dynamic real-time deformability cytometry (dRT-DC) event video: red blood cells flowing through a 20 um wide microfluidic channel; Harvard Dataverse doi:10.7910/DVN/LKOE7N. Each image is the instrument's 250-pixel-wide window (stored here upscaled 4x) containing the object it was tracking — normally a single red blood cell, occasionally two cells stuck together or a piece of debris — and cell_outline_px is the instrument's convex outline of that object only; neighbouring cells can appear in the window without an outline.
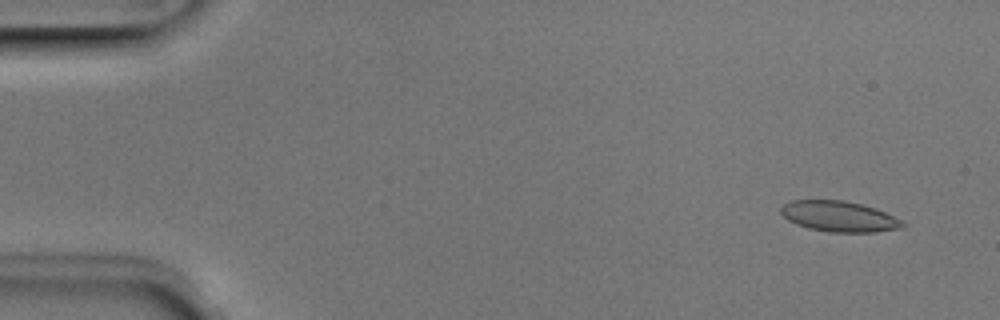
{"species": "Egyptian fruit bat (a non-hibernating species)", "species_latin": "Rousettus aegyptiacus", "temperature_condition": "room temperature", "stored_images_in_passage": 4, "camera_frame_rate_fps": 3000, "um_per_image_px": 0.085, "animal": {"sex": "male"}, "frame": {"image": 1, "passage_image": 1, "time_ms": 0.0, "image_size_px": [1000, 320], "cell_outline_px": [[904, 228], [876, 232], [828, 232], [808, 228], [796, 224], [788, 220], [780, 212], [780, 208], [784, 204], [792, 200], [844, 200], [860, 204], [884, 212], [900, 220], [904, 224]], "centroid_in_image_um": [71.29, 18.4], "position_along_channel_um": 13.7, "area_um2": 21.56}}